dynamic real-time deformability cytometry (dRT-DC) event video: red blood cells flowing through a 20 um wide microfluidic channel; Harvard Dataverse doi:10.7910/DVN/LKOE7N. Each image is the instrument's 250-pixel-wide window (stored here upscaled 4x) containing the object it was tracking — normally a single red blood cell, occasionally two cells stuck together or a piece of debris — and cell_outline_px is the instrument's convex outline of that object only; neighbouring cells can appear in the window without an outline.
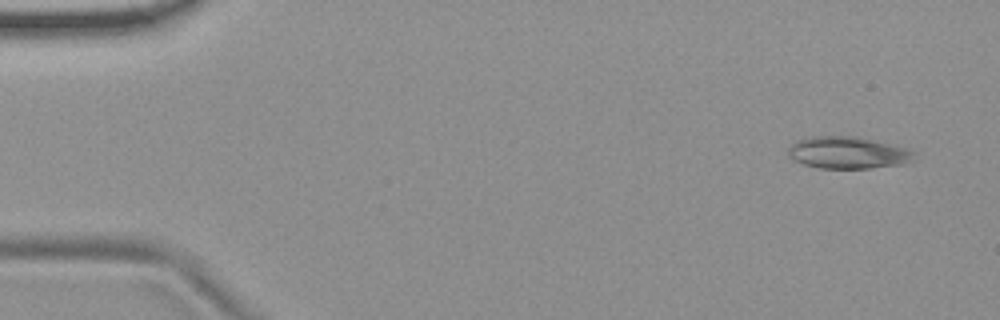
{"species": "common noctule bat (a hibernating species)", "species_latin": "Nyctalus noctula", "temperature_condition": "room temperature", "stored_images_in_passage": 9, "camera_frame_rate_fps": 3000, "um_per_image_px": 0.085, "animal": {"sex": "female", "body_mass_g": 19.9}, "frame": {"image": 1, "passage_image": 1, "time_ms": 0.0, "image_size_px": [1000, 320], "cell_outline_px": [[916, 152], [912, 160], [900, 164], [868, 168], [820, 168], [804, 164], [788, 156], [788, 148], [796, 140], [812, 136], [856, 136], [908, 148]], "centroid_in_image_um": [72.05, 12.96], "position_along_channel_um": 12.9, "area_um2": 23.35}}
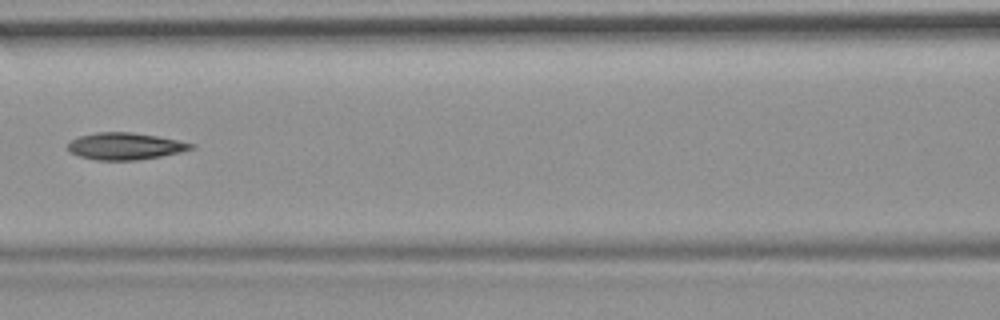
{"frame": {"image": 2, "passage_image": 7, "time_ms": 2.0, "image_size_px": [1000, 320], "cell_outline_px": [[196, 144], [192, 148], [180, 152], [160, 156], [136, 160], [96, 160], [80, 156], [68, 152], [68, 144], [72, 140], [80, 136], [96, 132], [132, 132], [156, 136]], "centroid_in_image_um": [10.6, 12.42], "position_along_channel_um": 156.0, "area_um2": 19.13}}
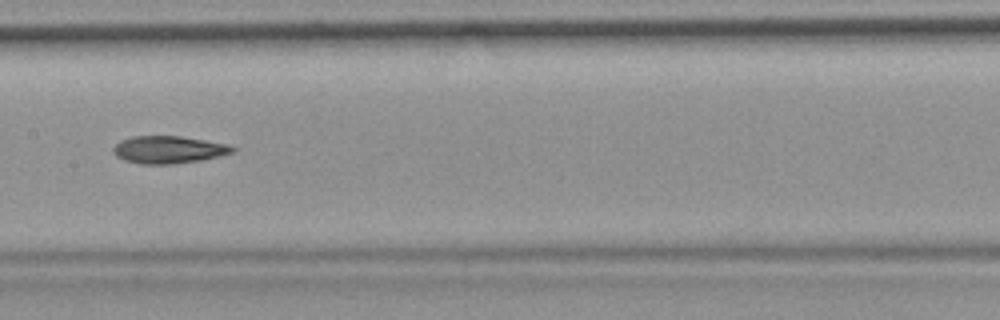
{"frame": {"image": 3, "passage_image": 8, "time_ms": 2.333, "image_size_px": [1000, 320], "cell_outline_px": [[236, 152], [220, 156], [200, 160], [172, 164], [140, 164], [124, 160], [116, 156], [112, 152], [112, 148], [120, 140], [132, 136], [180, 136], [228, 144], [236, 148]], "centroid_in_image_um": [14.32, 12.72], "position_along_channel_um": 193.1, "area_um2": 19.19}}